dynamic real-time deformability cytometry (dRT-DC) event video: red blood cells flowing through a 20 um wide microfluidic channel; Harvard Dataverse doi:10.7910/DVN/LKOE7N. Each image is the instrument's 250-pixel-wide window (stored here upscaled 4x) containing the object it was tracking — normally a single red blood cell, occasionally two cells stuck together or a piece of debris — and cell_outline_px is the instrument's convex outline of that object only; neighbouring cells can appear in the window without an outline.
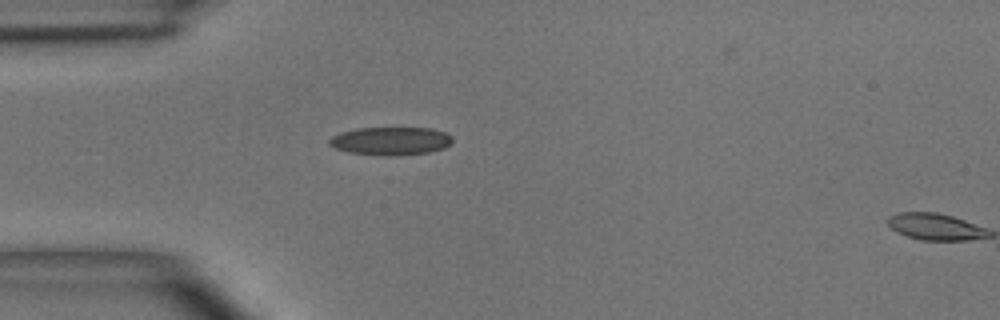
{"species": "common noctule bat (a hibernating species)", "species_latin": "Nyctalus noctula", "temperature_condition": "room temperature", "stored_images_in_passage": 2, "segment_of_instrument_passage": [1, 2], "camera_frame_rate_fps": 3000, "um_per_image_px": 0.085, "animal": {"sex": "male", "body_mass_g": 15.6}, "frame": {"image": 1, "passage_image": 1, "time_ms": 0.0, "image_size_px": [1000, 320], "cell_outline_px": [[452, 144], [444, 148], [428, 152], [396, 156], [380, 156], [348, 152], [336, 148], [328, 144], [328, 140], [332, 136], [340, 132], [356, 128], [432, 128], [444, 132], [452, 136]], "centroid_in_image_um": [33.2, 11.99], "position_along_channel_um": 51.8, "area_um2": 20.4}}